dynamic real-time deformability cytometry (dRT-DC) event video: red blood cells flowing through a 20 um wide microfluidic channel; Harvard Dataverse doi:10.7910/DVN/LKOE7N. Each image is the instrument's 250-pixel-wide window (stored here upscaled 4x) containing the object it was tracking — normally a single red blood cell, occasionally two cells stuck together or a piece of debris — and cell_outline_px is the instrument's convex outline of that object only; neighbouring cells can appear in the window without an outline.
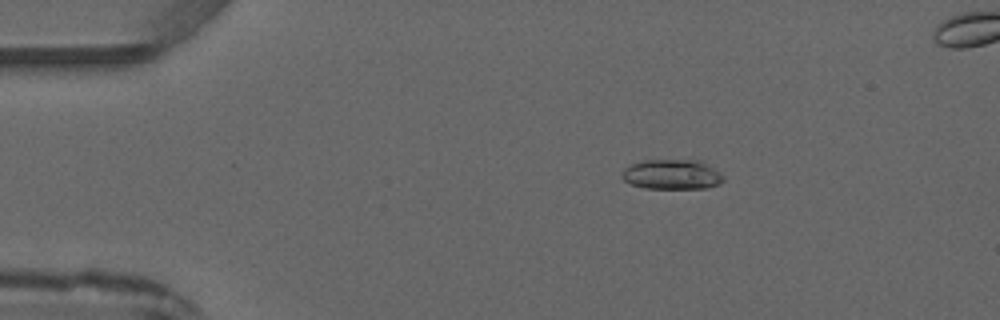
{"species": "common noctule bat (a hibernating species)", "species_latin": "Nyctalus noctula", "temperature_condition": "warm", "stored_images_in_passage": 5, "camera_frame_rate_fps": 3000, "um_per_image_px": 0.085, "animal": {"sex": "male", "forearm_length_mm": 52.5}, "frame": {"image": 1, "passage_image": 2, "time_ms": 1.333, "image_size_px": [1000, 320], "cell_outline_px": [[724, 180], [720, 184], [708, 188], [644, 188], [632, 184], [624, 180], [620, 176], [624, 168], [632, 164], [644, 160], [700, 160], [720, 172], [724, 176]], "centroid_in_image_um": [57.13, 14.83], "position_along_channel_um": 27.9, "area_um2": 17.74}}
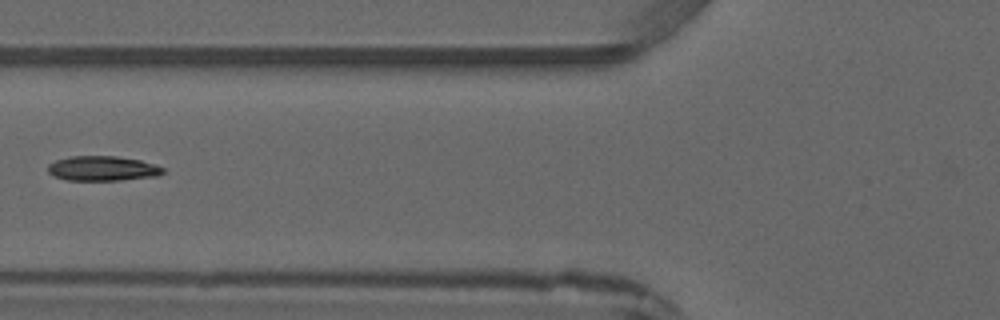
{"frame": {"image": 2, "passage_image": 5, "time_ms": 4.667, "image_size_px": [1000, 320], "cell_outline_px": [[164, 172], [160, 176], [120, 180], [64, 180], [52, 176], [48, 172], [48, 164], [56, 160], [72, 156], [116, 156], [140, 160], [156, 164], [164, 168]], "centroid_in_image_um": [8.73, 14.32], "position_along_channel_um": 117.1, "area_um2": 16.82}}